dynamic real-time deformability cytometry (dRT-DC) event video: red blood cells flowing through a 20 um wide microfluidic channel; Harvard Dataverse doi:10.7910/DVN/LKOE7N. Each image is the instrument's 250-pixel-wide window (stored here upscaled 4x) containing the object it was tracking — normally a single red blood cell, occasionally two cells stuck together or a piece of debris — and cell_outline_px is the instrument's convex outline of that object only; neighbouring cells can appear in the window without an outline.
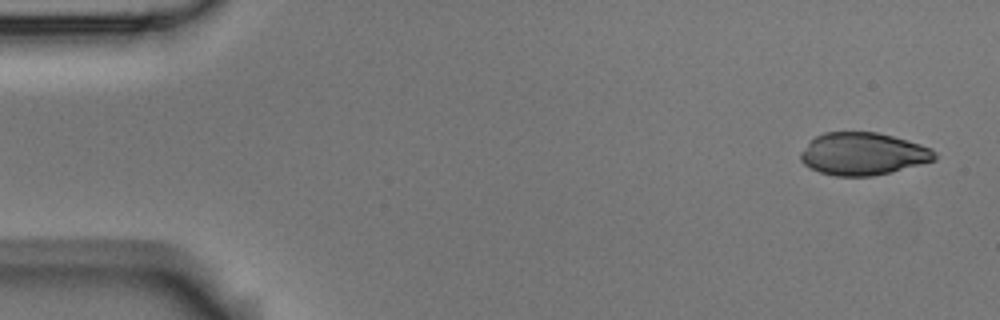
{"species": "Egyptian fruit bat (a non-hibernating species)", "species_latin": "Rousettus aegyptiacus", "temperature_condition": "room temperature", "stored_images_in_passage": 5, "camera_frame_rate_fps": 3000, "um_per_image_px": 0.085, "animal": {"sex": "male"}, "frame": {"image": 1, "passage_image": 1, "time_ms": 0.0, "image_size_px": [1000, 320], "cell_outline_px": [[940, 156], [936, 160], [872, 176], [836, 176], [820, 172], [808, 168], [800, 160], [800, 152], [816, 136], [824, 132], [876, 132], [908, 140], [932, 148]], "centroid_in_image_um": [73.36, 13.07], "position_along_channel_um": 11.6, "area_um2": 33.18}}